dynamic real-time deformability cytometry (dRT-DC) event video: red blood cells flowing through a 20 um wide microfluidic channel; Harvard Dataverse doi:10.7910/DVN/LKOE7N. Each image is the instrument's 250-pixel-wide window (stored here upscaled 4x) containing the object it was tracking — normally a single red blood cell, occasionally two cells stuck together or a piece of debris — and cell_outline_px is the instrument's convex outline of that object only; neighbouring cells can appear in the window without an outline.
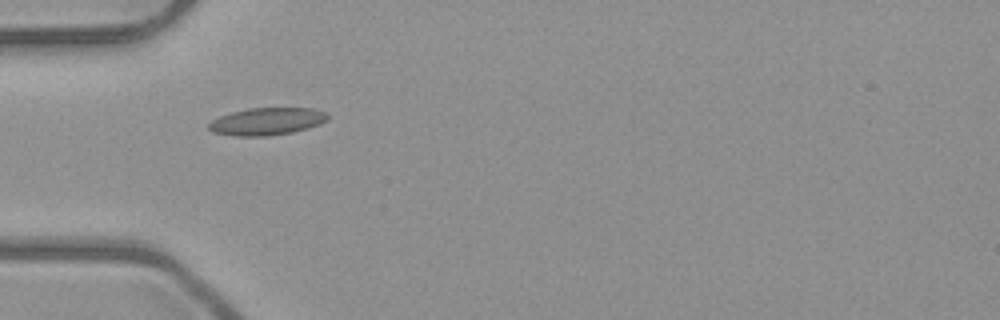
{"species": "common noctule bat (a hibernating species)", "species_latin": "Nyctalus noctula", "temperature_condition": "room temperature", "stored_images_in_passage": 4, "camera_frame_rate_fps": 3000, "um_per_image_px": 0.085, "animal": {"sex": "male", "body_mass_g": 23.1, "forearm_length_mm": 52.7}, "frame": {"image": 1, "passage_image": 1, "time_ms": 0.0, "image_size_px": [1000, 320], "cell_outline_px": [[328, 120], [320, 124], [308, 128], [292, 132], [268, 136], [236, 136], [212, 132], [208, 128], [208, 124], [212, 120], [220, 116], [232, 112], [248, 108], [312, 108], [328, 112]], "centroid_in_image_um": [22.7, 10.32], "position_along_channel_um": 62.3, "area_um2": 19.07}}
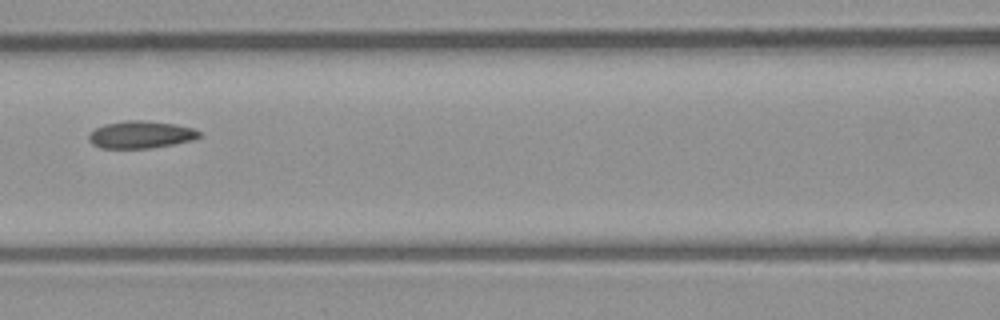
{"frame": {"image": 2, "passage_image": 3, "time_ms": 2.333, "image_size_px": [1000, 320], "cell_outline_px": [[200, 136], [192, 140], [172, 144], [148, 148], [100, 148], [92, 144], [88, 140], [88, 136], [96, 128], [104, 124], [124, 120], [140, 120], [176, 124], [192, 128], [200, 132]], "centroid_in_image_um": [11.93, 11.44], "position_along_channel_um": 154.7, "area_um2": 17.46}}
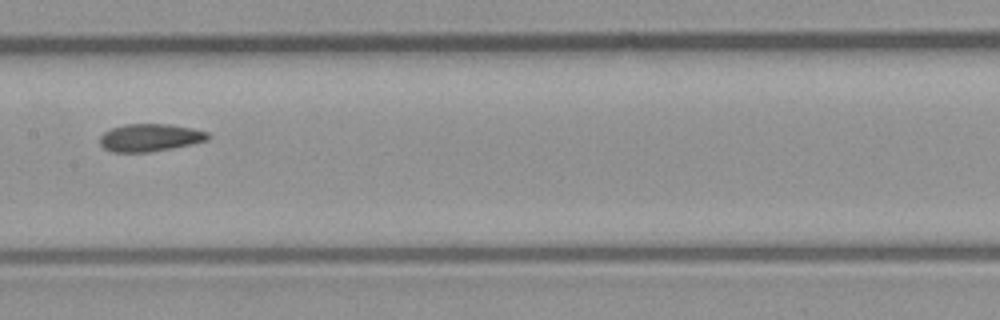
{"frame": {"image": 3, "passage_image": 4, "time_ms": 3.333, "image_size_px": [1000, 320], "cell_outline_px": [[208, 140], [172, 148], [148, 152], [112, 152], [104, 148], [100, 144], [100, 136], [104, 132], [112, 128], [124, 124], [168, 124], [192, 128], [208, 132]], "centroid_in_image_um": [12.72, 11.69], "position_along_channel_um": 194.7, "area_um2": 17.28}}